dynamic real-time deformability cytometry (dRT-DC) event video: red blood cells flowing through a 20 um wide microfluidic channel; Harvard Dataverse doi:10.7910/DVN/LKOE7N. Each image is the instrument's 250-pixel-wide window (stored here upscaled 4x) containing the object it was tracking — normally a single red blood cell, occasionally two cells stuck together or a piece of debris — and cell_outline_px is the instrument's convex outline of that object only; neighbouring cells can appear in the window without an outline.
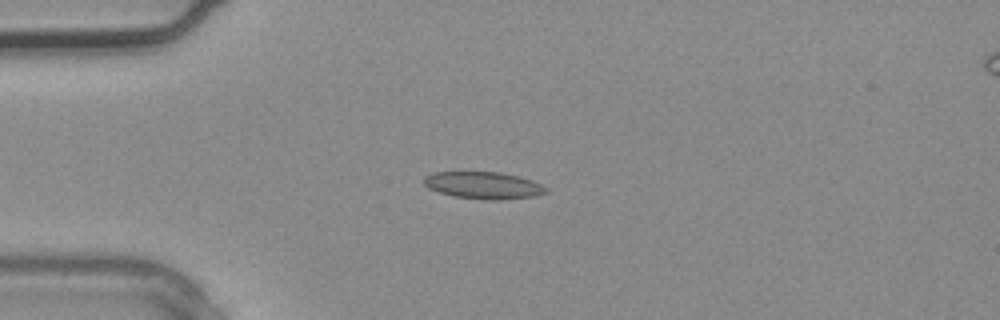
{"species": "common noctule bat (a hibernating species)", "species_latin": "Nyctalus noctula", "temperature_condition": "warm", "stored_images_in_passage": 3, "camera_frame_rate_fps": 3000, "um_per_image_px": 0.085, "animal": {"sex": "male", "body_mass_g": 20.4}, "frame": {"image": 1, "passage_image": 3, "time_ms": 0.667, "image_size_px": [1000, 320], "cell_outline_px": [[548, 192], [536, 196], [500, 200], [488, 200], [452, 196], [428, 188], [424, 184], [424, 176], [432, 172], [500, 172], [520, 176], [532, 180], [548, 188]], "centroid_in_image_um": [41.11, 15.75], "position_along_channel_um": 43.9, "area_um2": 19.42}}